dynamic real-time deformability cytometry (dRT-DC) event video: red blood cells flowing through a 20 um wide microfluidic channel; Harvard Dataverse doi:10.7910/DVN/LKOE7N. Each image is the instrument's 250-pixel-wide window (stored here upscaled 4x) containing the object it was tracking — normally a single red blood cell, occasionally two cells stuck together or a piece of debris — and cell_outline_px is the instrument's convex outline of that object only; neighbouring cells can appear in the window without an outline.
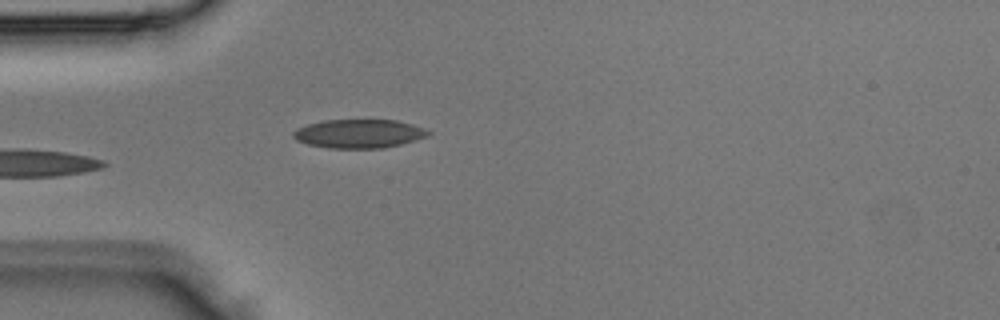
{"species": "Egyptian fruit bat (a non-hibernating species)", "species_latin": "Rousettus aegyptiacus", "temperature_condition": "room temperature", "stored_images_in_passage": 3, "camera_frame_rate_fps": 3000, "um_per_image_px": 0.085, "animal": {"sex": "male"}, "frame": {"image": 1, "passage_image": 3, "time_ms": 0.667, "image_size_px": [1000, 320], "cell_outline_px": [[432, 132], [428, 136], [400, 144], [384, 148], [328, 148], [308, 144], [296, 140], [292, 136], [292, 132], [296, 128], [308, 124], [324, 120], [396, 120], [412, 124], [424, 128]], "centroid_in_image_um": [30.49, 11.36], "position_along_channel_um": 54.5, "area_um2": 22.6}}